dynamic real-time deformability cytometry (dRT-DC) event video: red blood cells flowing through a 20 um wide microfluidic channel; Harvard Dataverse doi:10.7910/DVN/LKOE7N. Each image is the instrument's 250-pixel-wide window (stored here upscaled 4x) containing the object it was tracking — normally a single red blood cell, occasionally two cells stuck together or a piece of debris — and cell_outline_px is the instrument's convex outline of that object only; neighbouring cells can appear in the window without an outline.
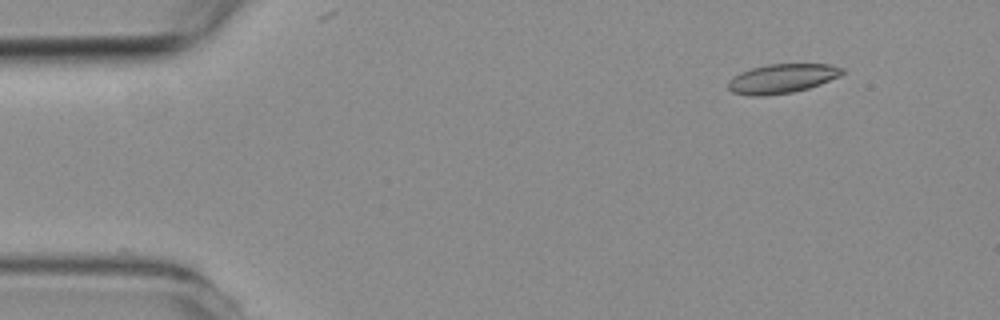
{"species": "common noctule bat (a hibernating species)", "species_latin": "Nyctalus noctula", "temperature_condition": "room temperature", "stored_images_in_passage": 4, "segment_of_instrument_passage": [2, 2], "camera_frame_rate_fps": 3000, "um_per_image_px": 0.085, "animal": {"sex": "female", "body_mass_g": 19.3, "forearm_length_mm": 54.1}, "frame": {"image": 1, "passage_image": 4, "time_ms": 5.667, "image_size_px": [1000, 320], "cell_outline_px": [[844, 72], [840, 76], [820, 84], [808, 88], [792, 92], [764, 96], [748, 96], [732, 92], [728, 88], [728, 80], [732, 76], [740, 72], [752, 68], [768, 64], [832, 64], [844, 68]], "centroid_in_image_um": [66.46, 6.68], "position_along_channel_um": 18.5, "area_um2": 19.59}}